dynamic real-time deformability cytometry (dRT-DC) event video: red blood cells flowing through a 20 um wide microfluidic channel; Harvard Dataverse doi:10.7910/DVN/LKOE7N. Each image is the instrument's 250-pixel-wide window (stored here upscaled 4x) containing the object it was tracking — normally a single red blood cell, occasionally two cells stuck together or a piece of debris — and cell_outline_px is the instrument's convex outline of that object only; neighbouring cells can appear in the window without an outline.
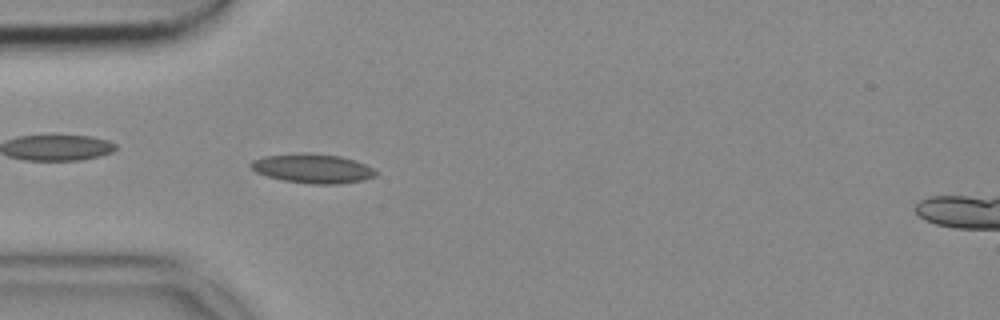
{"species": "common noctule bat (a hibernating species)", "species_latin": "Nyctalus noctula", "temperature_condition": "cold", "stored_images_in_passage": 53, "camera_frame_rate_fps": 3000, "um_per_image_px": 0.085, "animal": {"sex": "female", "body_mass_g": 18.4}, "frame": {"image": 1, "passage_image": 15, "time_ms": 4.667, "image_size_px": [1000, 320], "cell_outline_px": [[376, 176], [364, 180], [340, 184], [312, 184], [284, 180], [268, 176], [256, 172], [248, 164], [252, 160], [264, 156], [304, 152], [340, 156], [356, 160], [372, 168], [376, 172]], "centroid_in_image_um": [26.57, 14.31], "position_along_channel_um": 58.4, "area_um2": 21.33}}
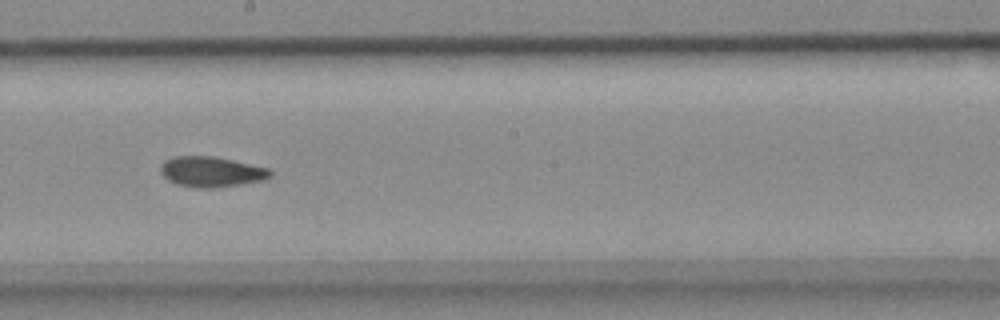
{"frame": {"image": 2, "passage_image": 29, "time_ms": 9.333, "image_size_px": [1000, 320], "cell_outline_px": [[272, 176], [264, 180], [216, 188], [196, 188], [176, 184], [168, 180], [160, 172], [160, 168], [164, 160], [172, 156], [212, 156], [232, 160], [268, 168], [272, 172]], "centroid_in_image_um": [17.94, 14.6], "position_along_channel_um": 230.3, "area_um2": 19.48}}
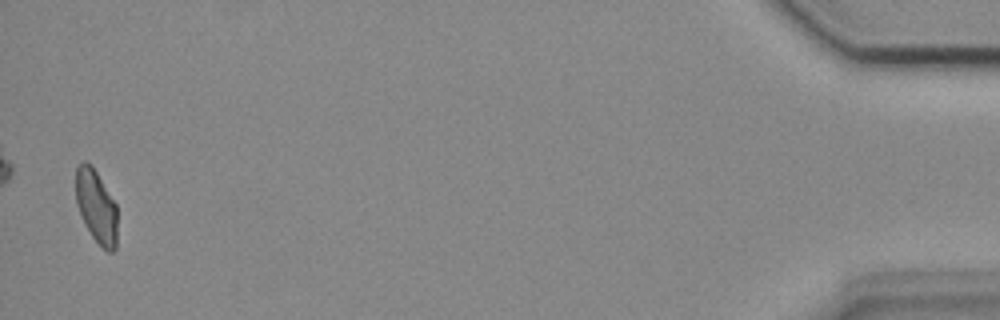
{"frame": {"image": 3, "passage_image": 52, "time_ms": 17.0, "image_size_px": [1000, 320], "cell_outline_px": [[116, 248], [112, 252], [108, 252], [92, 236], [80, 212], [76, 200], [76, 168], [84, 160], [88, 160], [92, 164], [116, 204]], "centroid_in_image_um": [8.19, 17.49], "position_along_channel_um": 427.0, "area_um2": 17.4}}